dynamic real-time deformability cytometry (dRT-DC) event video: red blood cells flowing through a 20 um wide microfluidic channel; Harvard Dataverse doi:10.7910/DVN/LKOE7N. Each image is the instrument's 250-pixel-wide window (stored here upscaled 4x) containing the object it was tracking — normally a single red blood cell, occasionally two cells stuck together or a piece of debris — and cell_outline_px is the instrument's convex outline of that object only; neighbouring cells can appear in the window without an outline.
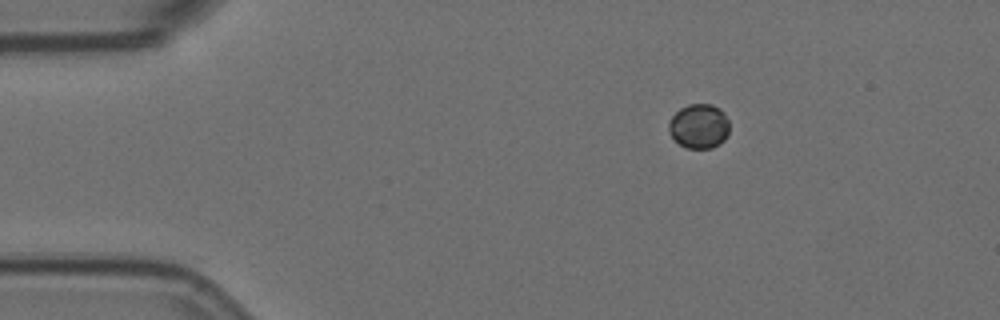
{"species": "Egyptian fruit bat (a non-hibernating species)", "species_latin": "Rousettus aegyptiacus", "temperature_condition": "room temperature", "stored_images_in_passage": 4, "camera_frame_rate_fps": 3000, "um_per_image_px": 0.085, "animal": {"sex": "female"}, "frame": {"image": 1, "passage_image": 1, "time_ms": 0.0, "image_size_px": [1000, 320], "cell_outline_px": [[728, 136], [720, 144], [712, 148], [688, 148], [680, 144], [672, 136], [668, 128], [668, 124], [672, 116], [680, 108], [688, 104], [712, 104], [720, 108], [724, 112], [728, 120]], "centroid_in_image_um": [59.44, 10.71], "position_along_channel_um": 25.6, "area_um2": 15.78}}
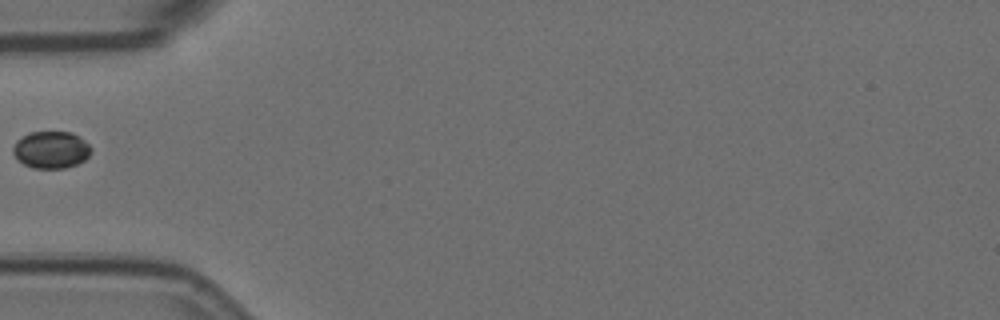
{"frame": {"image": 2, "passage_image": 4, "time_ms": 1.0, "image_size_px": [1000, 320], "cell_outline_px": [[92, 152], [84, 160], [76, 164], [64, 168], [32, 168], [24, 164], [12, 152], [12, 148], [16, 140], [32, 132], [72, 132], [84, 140], [92, 148]], "centroid_in_image_um": [4.36, 12.73], "position_along_channel_um": 80.6, "area_um2": 16.76}}